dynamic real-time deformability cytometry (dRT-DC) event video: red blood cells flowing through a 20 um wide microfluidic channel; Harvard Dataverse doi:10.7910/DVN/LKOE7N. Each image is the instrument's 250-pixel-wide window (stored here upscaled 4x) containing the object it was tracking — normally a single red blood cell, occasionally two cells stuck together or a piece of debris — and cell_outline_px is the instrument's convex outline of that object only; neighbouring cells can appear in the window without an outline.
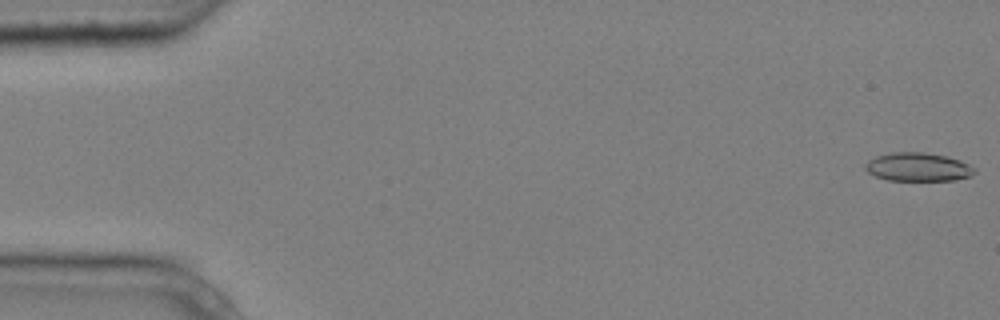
{"species": "common noctule bat (a hibernating species)", "species_latin": "Nyctalus noctula", "temperature_condition": "cold", "stored_images_in_passage": 8, "camera_frame_rate_fps": 3000, "um_per_image_px": 0.085, "animal": {"sex": "male", "body_mass_g": 20.4}, "frame": {"image": 1, "passage_image": 1, "time_ms": 0.0, "image_size_px": [1000, 320], "cell_outline_px": [[976, 172], [972, 176], [956, 180], [888, 180], [876, 176], [868, 172], [864, 168], [864, 164], [868, 160], [876, 156], [892, 152], [924, 152], [948, 156], [960, 160], [976, 168]], "centroid_in_image_um": [78.05, 14.19], "position_along_channel_um": 6.9, "area_um2": 18.32}}
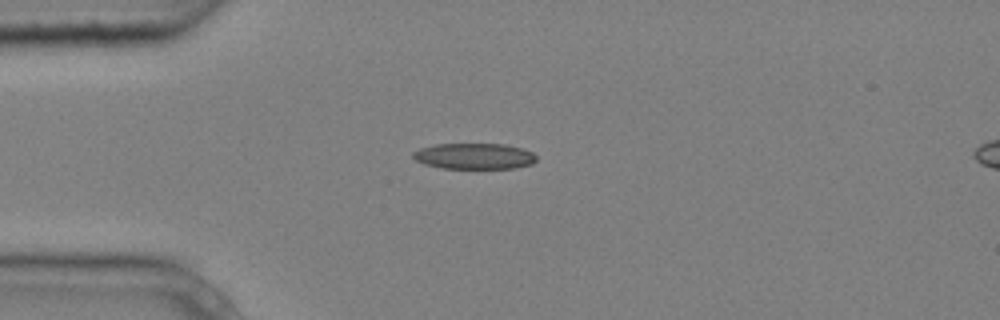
{"frame": {"image": 2, "passage_image": 4, "time_ms": 1.0, "image_size_px": [1000, 320], "cell_outline_px": [[536, 160], [532, 164], [516, 168], [444, 168], [424, 164], [416, 160], [412, 156], [412, 152], [420, 148], [436, 144], [504, 144], [520, 148], [532, 152], [536, 156]], "centroid_in_image_um": [40.31, 13.27], "position_along_channel_um": 44.7, "area_um2": 18.55}}
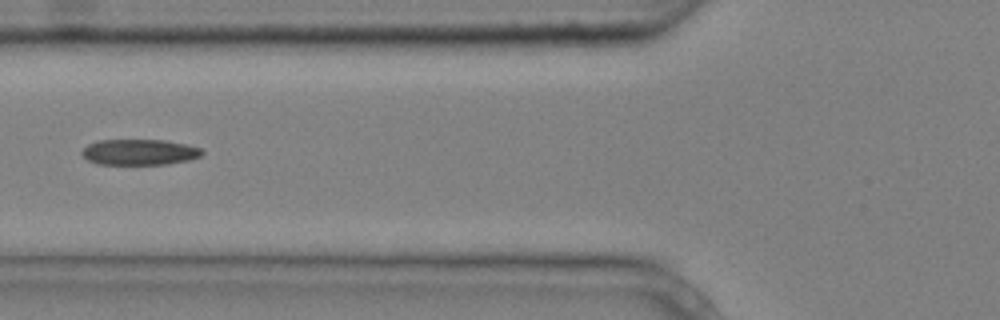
{"frame": {"image": 3, "passage_image": 6, "time_ms": 1.667, "image_size_px": [1000, 320], "cell_outline_px": [[204, 152], [200, 156], [188, 160], [168, 164], [96, 164], [88, 160], [80, 152], [88, 144], [96, 140], [164, 140], [188, 144], [200, 148]], "centroid_in_image_um": [11.84, 12.92], "position_along_channel_um": 114.0, "area_um2": 18.09}}